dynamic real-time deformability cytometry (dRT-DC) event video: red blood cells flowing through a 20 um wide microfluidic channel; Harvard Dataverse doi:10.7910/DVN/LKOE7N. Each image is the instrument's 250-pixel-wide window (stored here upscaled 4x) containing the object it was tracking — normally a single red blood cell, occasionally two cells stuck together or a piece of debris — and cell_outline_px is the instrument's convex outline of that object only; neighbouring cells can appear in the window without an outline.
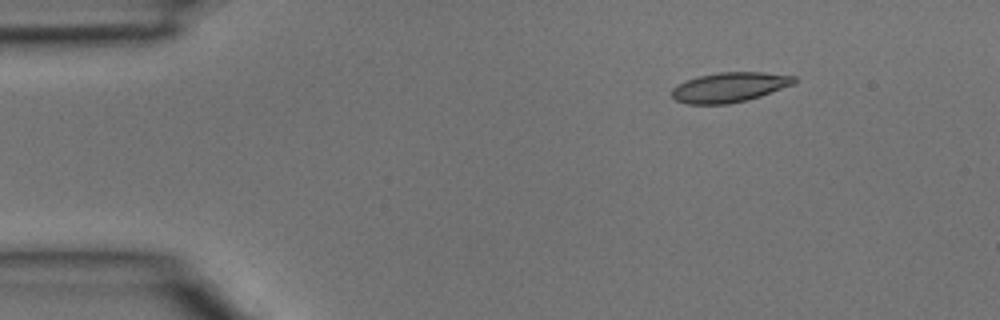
{"species": "common noctule bat (a hibernating species)", "species_latin": "Nyctalus noctula", "temperature_condition": "room temperature", "stored_images_in_passage": 5, "camera_frame_rate_fps": 3000, "um_per_image_px": 0.085, "animal": {"sex": "male", "body_mass_g": 15.6}, "frame": {"image": 1, "passage_image": 2, "time_ms": 0.333, "image_size_px": [1000, 320], "cell_outline_px": [[796, 84], [760, 96], [728, 104], [688, 104], [676, 100], [672, 96], [672, 88], [676, 84], [700, 76], [720, 72], [764, 72], [796, 76]], "centroid_in_image_um": [62.03, 7.41], "position_along_channel_um": 23.0, "area_um2": 21.21}}
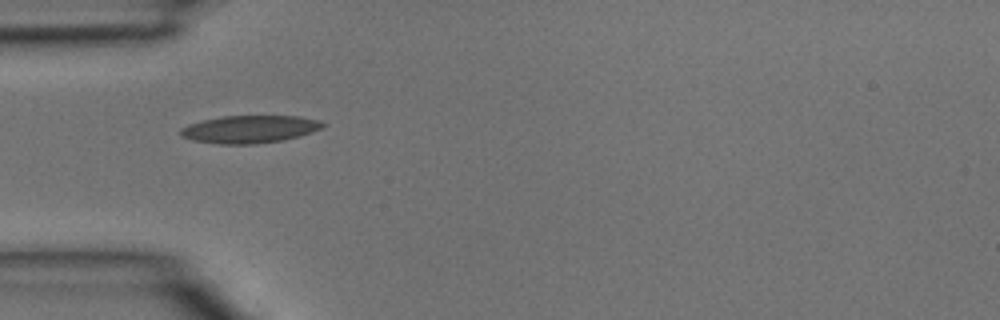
{"frame": {"image": 2, "passage_image": 4, "time_ms": 1.0, "image_size_px": [1000, 320], "cell_outline_px": [[328, 124], [312, 132], [300, 136], [284, 140], [252, 144], [220, 144], [192, 140], [180, 136], [180, 128], [188, 124], [204, 120], [224, 116], [300, 116], [316, 120]], "centroid_in_image_um": [21.21, 10.98], "position_along_channel_um": 63.8, "area_um2": 22.83}}